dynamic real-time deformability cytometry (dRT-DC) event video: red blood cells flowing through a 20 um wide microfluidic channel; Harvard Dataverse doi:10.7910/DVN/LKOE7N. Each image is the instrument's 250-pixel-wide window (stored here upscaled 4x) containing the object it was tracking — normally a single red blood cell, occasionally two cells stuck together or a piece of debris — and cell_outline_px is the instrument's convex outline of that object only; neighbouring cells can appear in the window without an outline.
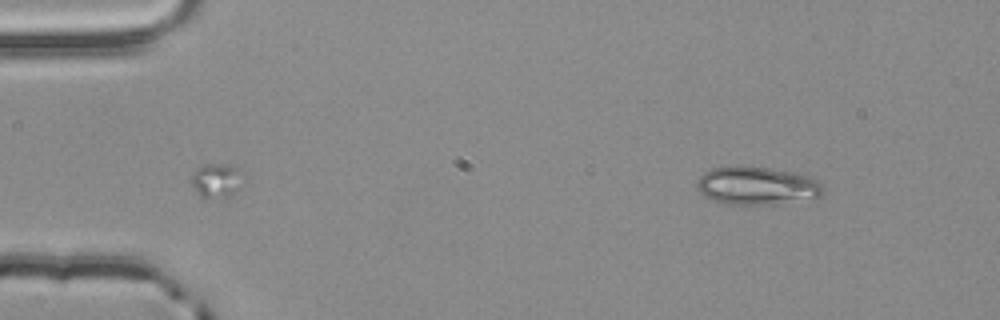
{"species": "common noctule bat (a hibernating species)", "species_latin": "Nyctalus noctula", "temperature_condition": "room temperature", "stored_images_in_passage": 4, "camera_frame_rate_fps": 3000, "um_per_image_px": 0.085, "animal": {"sex": "male", "body_mass_g": 20.4}, "frame": {"image": 1, "passage_image": 4, "time_ms": 1.0, "image_size_px": [1000, 320], "cell_outline_px": [[824, 196], [772, 204], [728, 204], [716, 200], [700, 192], [696, 188], [696, 184], [700, 176], [704, 172], [712, 168], [740, 164], [748, 164], [796, 172], [808, 176], [816, 180], [824, 188]], "centroid_in_image_um": [64.34, 15.74], "position_along_channel_um": 20.7, "area_um2": 28.26}}